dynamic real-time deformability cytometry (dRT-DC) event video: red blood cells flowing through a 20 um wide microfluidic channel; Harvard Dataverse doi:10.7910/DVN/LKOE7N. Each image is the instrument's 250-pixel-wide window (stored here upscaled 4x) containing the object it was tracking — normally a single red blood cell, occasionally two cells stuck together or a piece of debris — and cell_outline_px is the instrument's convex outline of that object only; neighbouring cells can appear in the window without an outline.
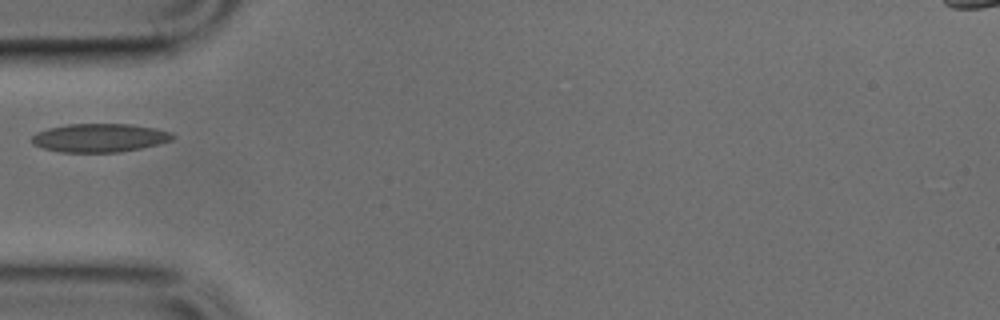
{"species": "common noctule bat (a hibernating species)", "species_latin": "Nyctalus noctula", "temperature_condition": "cold", "stored_images_in_passage": 16, "camera_frame_rate_fps": 3000, "um_per_image_px": 0.085, "animal": {"sex": "male", "body_mass_g": 17.9, "forearm_length_mm": 54.2}, "frame": {"image": 1, "passage_image": 1, "time_ms": 0.0, "image_size_px": [1000, 320], "cell_outline_px": [[176, 136], [172, 140], [140, 148], [120, 152], [60, 152], [44, 148], [32, 144], [32, 136], [36, 132], [48, 128], [68, 124], [132, 124], [156, 128], [172, 132]], "centroid_in_image_um": [8.47, 11.71], "position_along_channel_um": 76.5, "area_um2": 23.41}}
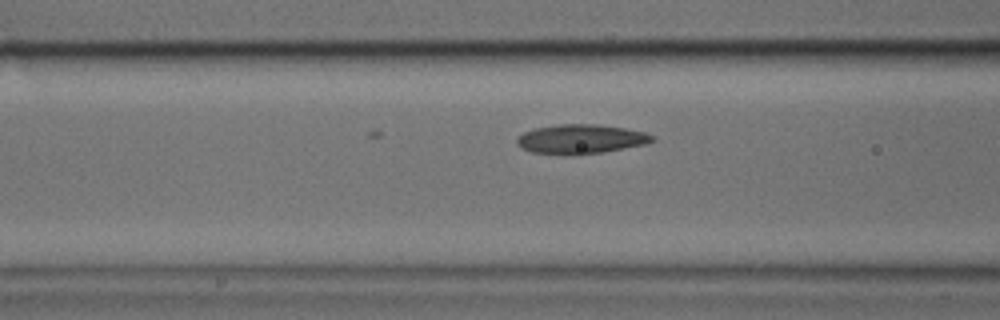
{"frame": {"image": 2, "passage_image": 4, "time_ms": 1.0, "image_size_px": [1000, 320], "cell_outline_px": [[656, 140], [648, 144], [604, 152], [576, 156], [564, 156], [532, 152], [520, 148], [516, 144], [516, 140], [524, 132], [536, 128], [560, 124], [596, 124], [624, 128], [644, 132], [656, 136]], "centroid_in_image_um": [49.39, 11.85], "position_along_channel_um": 117.2, "area_um2": 23.64}}
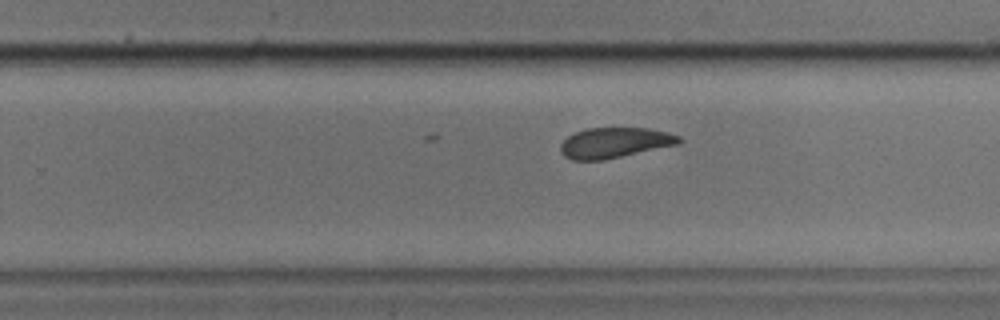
{"frame": {"image": 3, "passage_image": 16, "time_ms": 5.0, "image_size_px": [1000, 320], "cell_outline_px": [[684, 140], [680, 144], [604, 160], [572, 160], [564, 156], [560, 152], [560, 144], [568, 136], [584, 128], [648, 128], [668, 132], [680, 136]], "centroid_in_image_um": [52.26, 12.13], "position_along_channel_um": 277.5, "area_um2": 21.21}}